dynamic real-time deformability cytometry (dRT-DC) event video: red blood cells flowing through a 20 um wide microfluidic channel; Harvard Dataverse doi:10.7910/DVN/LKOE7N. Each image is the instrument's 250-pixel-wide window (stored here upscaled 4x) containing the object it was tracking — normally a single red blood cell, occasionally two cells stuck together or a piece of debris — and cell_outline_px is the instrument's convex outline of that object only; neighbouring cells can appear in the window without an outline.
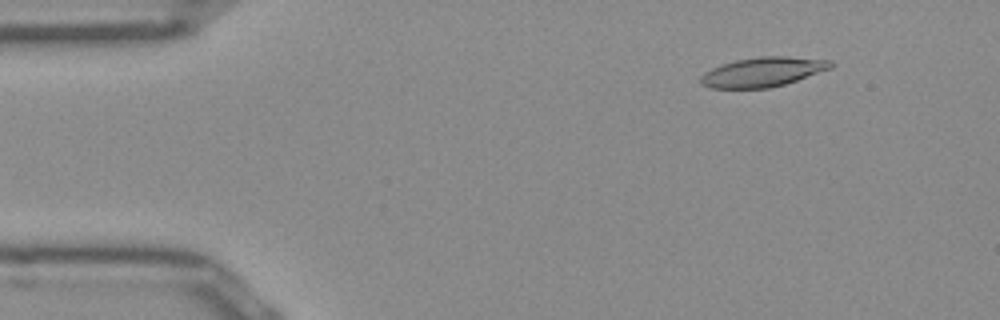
{"species": "Egyptian fruit bat (a non-hibernating species)", "species_latin": "Rousettus aegyptiacus", "temperature_condition": "room temperature", "stored_images_in_passage": 51, "camera_frame_rate_fps": 3000, "um_per_image_px": 0.085, "frame": {"image": 1, "passage_image": 6, "time_ms": 1.667, "image_size_px": [1000, 320], "cell_outline_px": [[836, 64], [832, 68], [784, 84], [768, 88], [712, 88], [700, 84], [700, 76], [704, 72], [720, 64], [736, 60], [760, 56], [788, 56], [832, 60]], "centroid_in_image_um": [64.85, 6.1], "position_along_channel_um": 20.2, "area_um2": 22.48}}
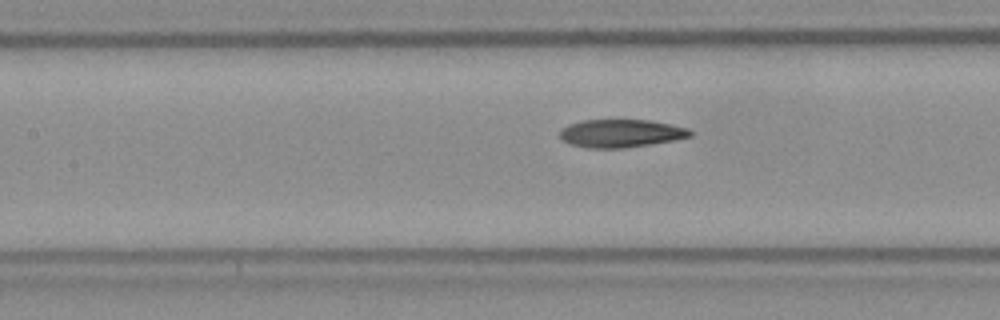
{"frame": {"image": 2, "passage_image": 22, "time_ms": 7.0, "image_size_px": [1000, 320], "cell_outline_px": [[692, 136], [676, 140], [620, 148], [588, 148], [568, 144], [560, 136], [560, 128], [568, 124], [584, 120], [648, 120], [672, 124], [688, 128], [692, 132]], "centroid_in_image_um": [52.77, 11.33], "position_along_channel_um": 154.6, "area_um2": 21.27}}
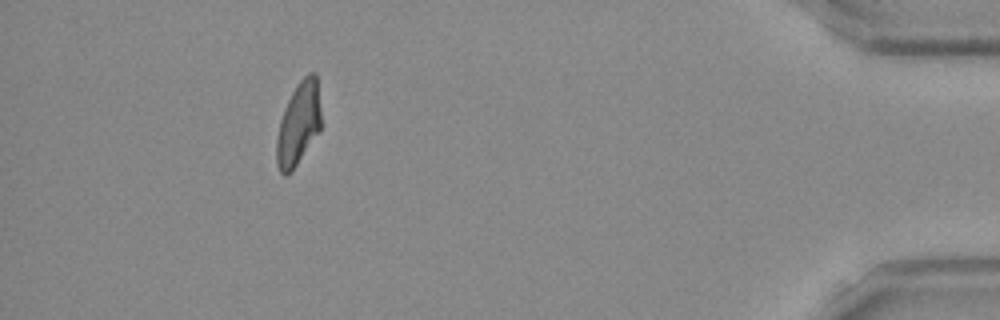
{"frame": {"image": 3, "passage_image": 46, "time_ms": 15.0, "image_size_px": [1000, 320], "cell_outline_px": [[320, 128], [292, 172], [284, 176], [280, 172], [276, 164], [276, 140], [280, 120], [284, 108], [292, 92], [300, 80], [308, 72], [316, 72], [320, 108]], "centroid_in_image_um": [25.35, 10.52], "position_along_channel_um": 409.9, "area_um2": 21.33}, "authors_computed_cell_mechanics": {"area_um2": 21.8484, "velocity_mm_per_s": 3.9691, "shape_relaxation_time_tau1_ms": null, "shape_relaxation_time_tau2_ms": 3.5077, "deformation_change_tau1": null, "deformation_change_tau2": 0.1081}}